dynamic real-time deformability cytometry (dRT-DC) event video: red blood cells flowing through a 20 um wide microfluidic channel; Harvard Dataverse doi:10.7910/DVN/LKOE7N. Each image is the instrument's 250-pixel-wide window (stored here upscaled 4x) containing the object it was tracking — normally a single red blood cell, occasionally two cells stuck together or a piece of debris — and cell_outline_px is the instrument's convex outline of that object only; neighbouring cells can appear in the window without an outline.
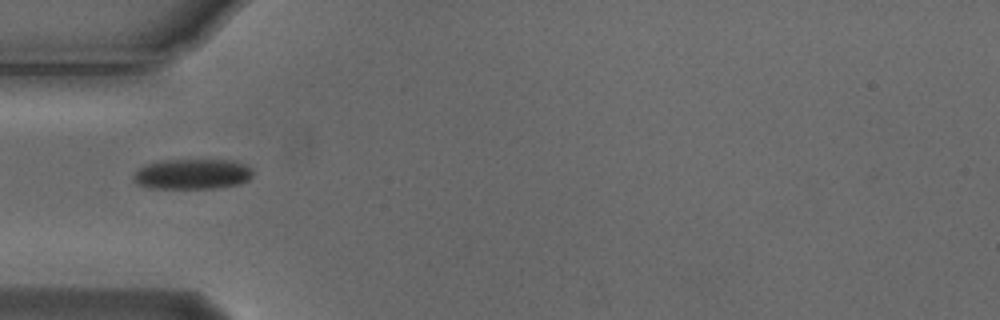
{"species": "Egyptian fruit bat (a non-hibernating species)", "species_latin": "Rousettus aegyptiacus", "temperature_condition": "cold", "stored_images_in_passage": 5, "camera_frame_rate_fps": 3000, "um_per_image_px": 0.085, "animal": {"sex": "male"}, "frame": {"image": 1, "passage_image": 3, "time_ms": 0.667, "image_size_px": [1000, 320], "cell_outline_px": [[252, 176], [248, 180], [236, 184], [216, 188], [148, 188], [136, 184], [132, 180], [132, 176], [140, 168], [148, 164], [164, 160], [236, 160], [252, 168]], "centroid_in_image_um": [16.34, 14.8], "position_along_channel_um": 68.7, "area_um2": 21.1}}
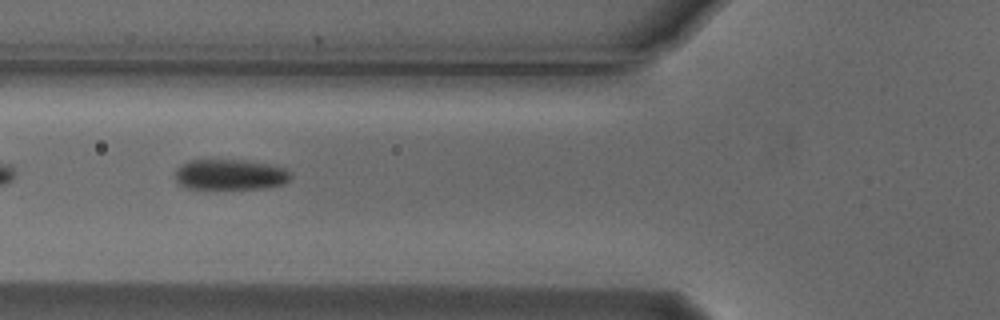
{"frame": {"image": 2, "passage_image": 4, "time_ms": 1.0, "image_size_px": [1000, 320], "cell_outline_px": [[292, 176], [284, 184], [264, 188], [184, 188], [176, 180], [176, 168], [180, 164], [188, 160], [244, 160], [268, 164], [284, 168], [292, 172]], "centroid_in_image_um": [19.56, 14.83], "position_along_channel_um": 106.2, "area_um2": 20.58}}
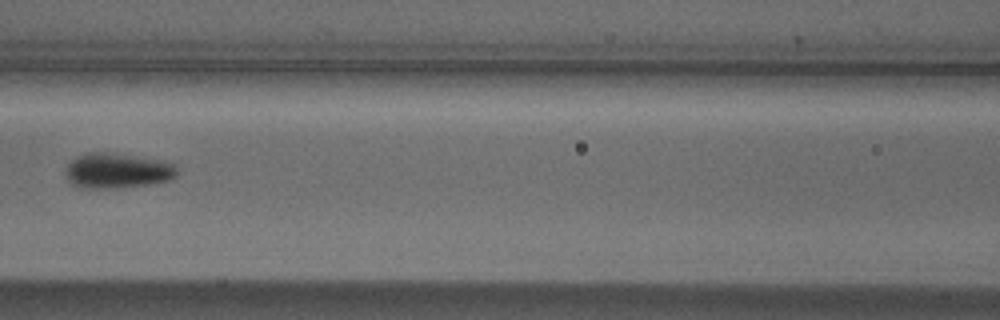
{"frame": {"image": 3, "passage_image": 5, "time_ms": 1.333, "image_size_px": [1000, 320], "cell_outline_px": [[180, 172], [176, 176], [168, 180], [148, 184], [116, 188], [84, 188], [72, 184], [68, 180], [68, 164], [76, 156], [88, 152], [104, 152], [160, 160], [176, 164]], "centroid_in_image_um": [10.01, 14.51], "position_along_channel_um": 156.6, "area_um2": 22.6}}